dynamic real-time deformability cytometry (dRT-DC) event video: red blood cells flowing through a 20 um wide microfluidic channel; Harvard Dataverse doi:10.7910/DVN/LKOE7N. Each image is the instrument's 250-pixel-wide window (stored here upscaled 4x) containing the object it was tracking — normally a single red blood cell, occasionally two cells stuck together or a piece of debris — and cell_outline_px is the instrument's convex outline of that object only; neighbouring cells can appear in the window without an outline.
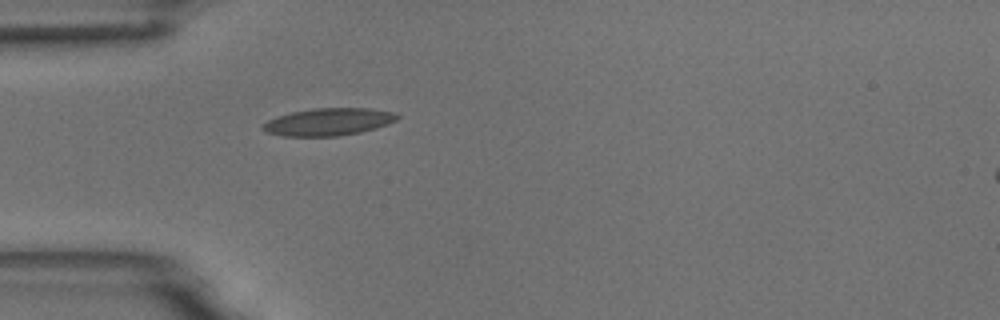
{"species": "common noctule bat (a hibernating species)", "species_latin": "Nyctalus noctula", "temperature_condition": "room temperature", "stored_images_in_passage": 1, "camera_frame_rate_fps": 3000, "um_per_image_px": 0.085, "animal": {"sex": "male", "body_mass_g": 18.8}, "frame": {"image": 1, "passage_image": 1, "time_ms": 0.0, "image_size_px": [1000, 320], "cell_outline_px": [[400, 116], [396, 120], [388, 124], [376, 128], [360, 132], [336, 136], [284, 136], [268, 132], [260, 128], [268, 120], [276, 116], [292, 112], [312, 108], [368, 108], [396, 112]], "centroid_in_image_um": [27.94, 10.35], "position_along_channel_um": 57.1, "area_um2": 21.44}}